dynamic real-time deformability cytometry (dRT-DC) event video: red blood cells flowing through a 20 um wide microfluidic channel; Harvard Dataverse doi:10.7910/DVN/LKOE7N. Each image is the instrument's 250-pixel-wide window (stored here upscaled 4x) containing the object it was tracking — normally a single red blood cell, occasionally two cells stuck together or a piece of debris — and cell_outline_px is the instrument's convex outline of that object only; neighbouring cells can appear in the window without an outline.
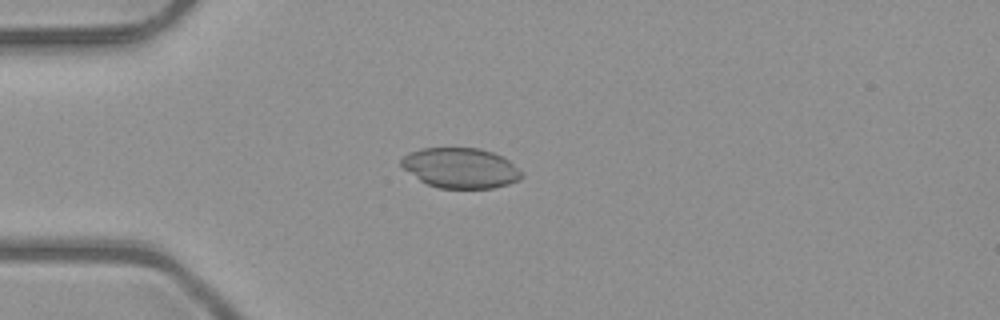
{"species": "common noctule bat (a hibernating species)", "species_latin": "Nyctalus noctula", "temperature_condition": "room temperature", "stored_images_in_passage": 49, "camera_frame_rate_fps": 3000, "um_per_image_px": 0.085, "animal": {"sex": "male", "body_mass_g": 23.1, "forearm_length_mm": 52.7}, "frame": {"image": 1, "passage_image": 12, "time_ms": 3.667, "image_size_px": [1000, 320], "cell_outline_px": [[524, 176], [520, 180], [508, 184], [492, 188], [440, 188], [428, 184], [420, 180], [404, 168], [400, 164], [400, 160], [408, 152], [420, 148], [480, 148], [492, 152], [508, 160], [524, 172]], "centroid_in_image_um": [39.17, 14.27], "position_along_channel_um": 45.8, "area_um2": 28.21}}
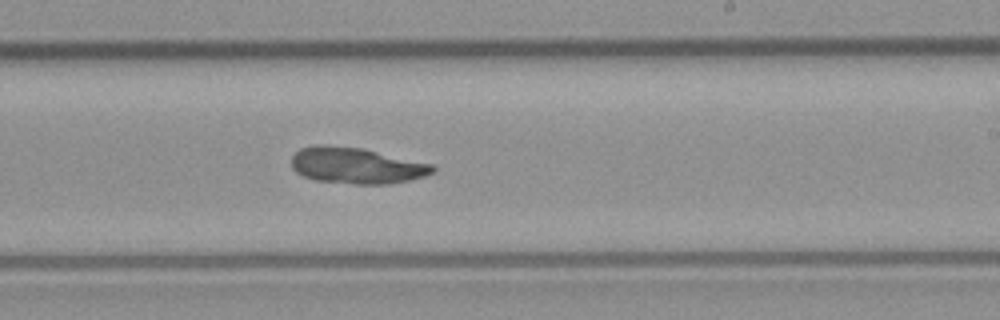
{"frame": {"image": 2, "passage_image": 29, "time_ms": 9.333, "image_size_px": [1000, 320], "cell_outline_px": [[436, 168], [432, 172], [424, 176], [408, 180], [388, 184], [352, 184], [316, 180], [304, 176], [296, 172], [292, 168], [292, 156], [300, 148], [316, 144], [364, 148], [432, 164]], "centroid_in_image_um": [30.27, 14.07], "position_along_channel_um": 258.7, "area_um2": 29.71}}
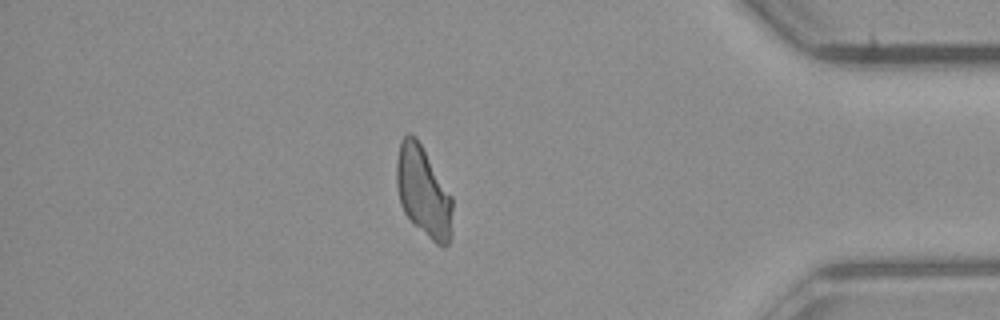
{"frame": {"image": 3, "passage_image": 42, "time_ms": 13.667, "image_size_px": [1000, 320], "cell_outline_px": [[452, 236], [448, 244], [444, 248], [436, 244], [404, 212], [400, 204], [396, 184], [396, 164], [400, 140], [408, 132], [412, 132], [416, 136], [452, 196]], "centroid_in_image_um": [35.98, 16.27], "position_along_channel_um": 399.2, "area_um2": 29.48}, "authors_computed_cell_mechanics": {"area_um2": 28.9578, "velocity_mm_per_s": 4.0848, "shape_relaxation_time_tau1_ms": null, "shape_relaxation_time_tau2_ms": 9.4303, "deformation_change_tau1": null, "deformation_change_tau2": 0.1294}}